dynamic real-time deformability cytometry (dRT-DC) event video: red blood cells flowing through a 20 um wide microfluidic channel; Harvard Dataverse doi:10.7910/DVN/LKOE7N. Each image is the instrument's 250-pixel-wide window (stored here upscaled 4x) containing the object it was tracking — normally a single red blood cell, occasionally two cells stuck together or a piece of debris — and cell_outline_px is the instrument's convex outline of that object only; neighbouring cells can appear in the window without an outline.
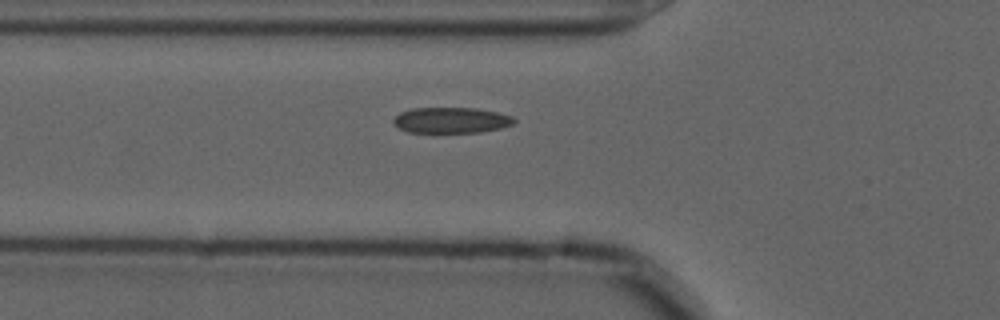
{"species": "common noctule bat (a hibernating species)", "species_latin": "Nyctalus noctula", "temperature_condition": "cold", "stored_images_in_passage": 40, "camera_frame_rate_fps": 3000, "um_per_image_px": 0.085, "animal": {"sex": "male", "forearm_length_mm": 52.5}, "frame": {"image": 1, "passage_image": 2, "time_ms": 0.333, "image_size_px": [1000, 320], "cell_outline_px": [[516, 120], [512, 124], [500, 128], [480, 132], [408, 132], [396, 128], [392, 124], [392, 120], [400, 112], [412, 108], [476, 108], [496, 112], [512, 116]], "centroid_in_image_um": [38.29, 10.22], "position_along_channel_um": 87.5, "area_um2": 18.15}}
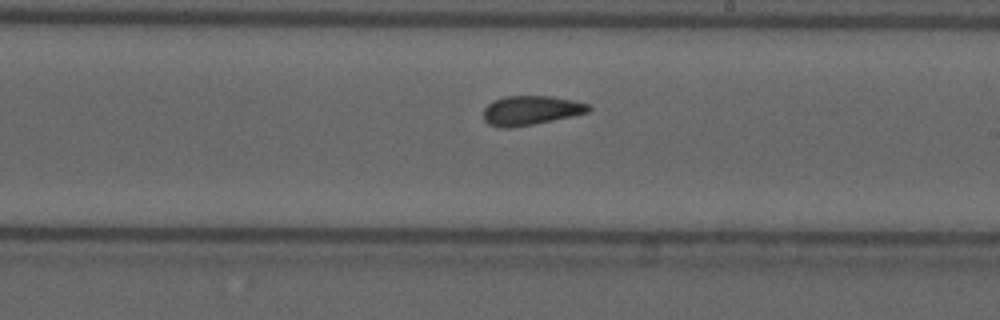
{"frame": {"image": 2, "passage_image": 15, "time_ms": 4.667, "image_size_px": [1000, 320], "cell_outline_px": [[592, 108], [588, 112], [572, 116], [532, 124], [508, 128], [504, 128], [488, 124], [484, 120], [484, 108], [492, 100], [504, 96], [552, 96], [572, 100], [588, 104]], "centroid_in_image_um": [45.09, 9.37], "position_along_channel_um": 243.9, "area_um2": 17.86}}
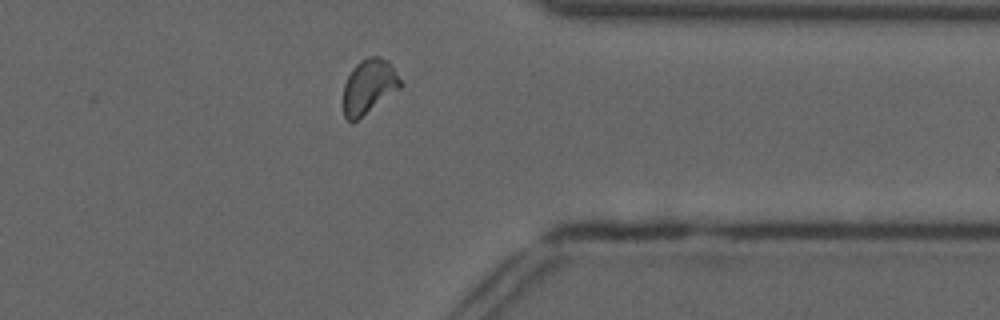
{"frame": {"image": 3, "passage_image": 27, "time_ms": 8.667, "image_size_px": [1000, 320], "cell_outline_px": [[404, 84], [400, 88], [356, 120], [348, 120], [344, 116], [344, 84], [352, 68], [360, 60], [372, 56], [380, 56], [388, 60]], "centroid_in_image_um": [31.37, 7.3], "position_along_channel_um": 380.0, "area_um2": 17.86}}